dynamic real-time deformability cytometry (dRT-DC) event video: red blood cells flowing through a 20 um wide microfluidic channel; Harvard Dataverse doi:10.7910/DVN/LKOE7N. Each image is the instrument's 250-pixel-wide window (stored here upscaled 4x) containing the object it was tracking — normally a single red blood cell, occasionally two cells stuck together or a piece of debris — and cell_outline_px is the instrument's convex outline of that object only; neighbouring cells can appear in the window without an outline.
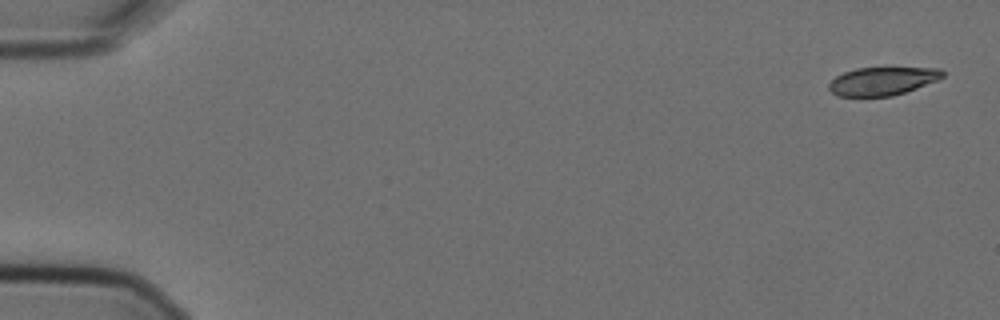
{"species": "Egyptian fruit bat (a non-hibernating species)", "species_latin": "Rousettus aegyptiacus", "temperature_condition": "cold", "stored_images_in_passage": 6, "segment_of_instrument_passage": [1, 2], "camera_frame_rate_fps": 3000, "um_per_image_px": 0.085, "animal": {"sex": "female"}, "frame": {"image": 1, "passage_image": 1, "time_ms": 0.0, "image_size_px": [1000, 320], "cell_outline_px": [[944, 76], [936, 80], [916, 88], [892, 96], [836, 96], [828, 88], [828, 84], [836, 76], [844, 72], [856, 68], [940, 68], [944, 72]], "centroid_in_image_um": [74.97, 6.89], "position_along_channel_um": 10.0, "area_um2": 18.5}}
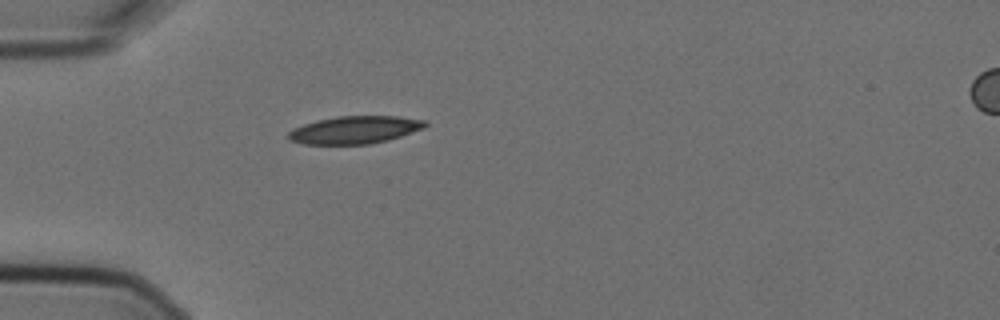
{"frame": {"image": 2, "passage_image": 5, "time_ms": 1.333, "image_size_px": [1000, 320], "cell_outline_px": [[428, 124], [424, 128], [388, 140], [372, 144], [304, 144], [288, 140], [288, 132], [292, 128], [316, 120], [336, 116], [396, 116], [428, 120]], "centroid_in_image_um": [30.15, 11.03], "position_along_channel_um": 54.8, "area_um2": 22.2}}